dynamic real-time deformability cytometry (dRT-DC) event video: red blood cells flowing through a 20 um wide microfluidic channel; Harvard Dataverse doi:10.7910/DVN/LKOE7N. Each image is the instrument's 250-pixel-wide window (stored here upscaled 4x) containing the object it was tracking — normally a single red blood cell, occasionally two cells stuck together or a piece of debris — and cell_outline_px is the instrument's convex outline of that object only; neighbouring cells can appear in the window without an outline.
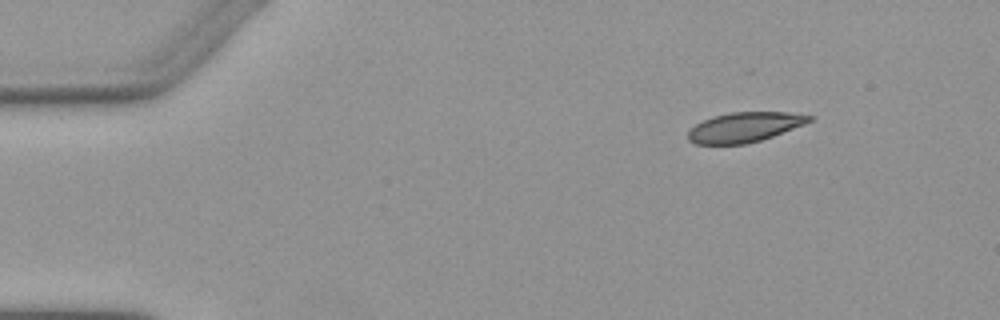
{"species": "Egyptian fruit bat (a non-hibernating species)", "species_latin": "Rousettus aegyptiacus", "temperature_condition": "warm", "stored_images_in_passage": 4, "camera_frame_rate_fps": 3000, "um_per_image_px": 0.085, "animal": {"sex": "female"}, "frame": {"image": 1, "passage_image": 1, "time_ms": 0.0, "image_size_px": [1000, 320], "cell_outline_px": [[816, 116], [812, 120], [804, 124], [772, 136], [760, 140], [744, 144], [696, 144], [688, 140], [688, 132], [696, 124], [712, 116], [732, 112], [788, 112]], "centroid_in_image_um": [63.29, 10.8], "position_along_channel_um": 21.7, "area_um2": 20.92}}
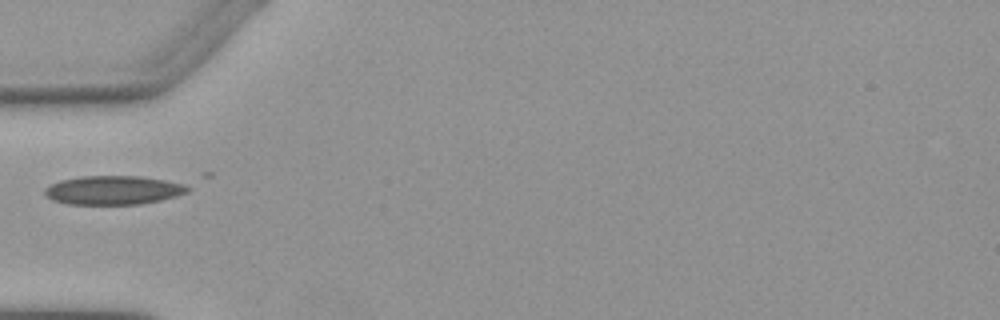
{"frame": {"image": 2, "passage_image": 4, "time_ms": 3.667, "image_size_px": [1000, 320], "cell_outline_px": [[192, 188], [188, 192], [176, 196], [160, 200], [140, 204], [68, 204], [52, 200], [44, 192], [44, 188], [60, 180], [80, 176], [140, 176], [164, 180], [184, 184]], "centroid_in_image_um": [9.64, 16.16], "position_along_channel_um": 75.4, "area_um2": 23.99}}